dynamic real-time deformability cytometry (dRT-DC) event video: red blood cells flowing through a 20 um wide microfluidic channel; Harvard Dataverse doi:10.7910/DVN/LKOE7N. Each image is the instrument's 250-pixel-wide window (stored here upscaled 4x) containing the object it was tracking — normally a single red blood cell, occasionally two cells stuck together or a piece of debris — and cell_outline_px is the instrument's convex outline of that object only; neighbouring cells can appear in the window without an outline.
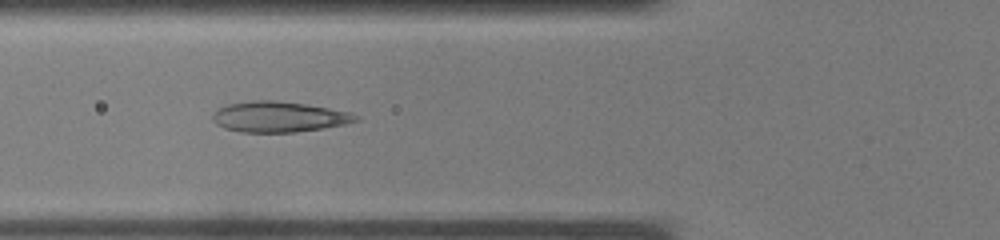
{"species": "common noctule bat (a hibernating species)", "species_latin": "Nyctalus noctula", "temperature_condition": "warm", "stored_images_in_passage": 36, "camera_frame_rate_fps": 3000, "um_per_image_px": 0.085, "animal": {"sex": "male", "body_mass_g": 19.0, "forearm_length_mm": 50.8}, "frame": {"image": 1, "passage_image": 13, "time_ms": 4.0, "image_size_px": [1000, 240], "cell_outline_px": [[360, 120], [344, 124], [324, 128], [296, 132], [240, 132], [224, 128], [216, 124], [212, 120], [212, 112], [216, 108], [224, 104], [252, 100], [276, 100], [304, 104], [352, 112], [360, 116]], "centroid_in_image_um": [23.66, 9.92], "position_along_channel_um": 102.1, "area_um2": 25.89}}
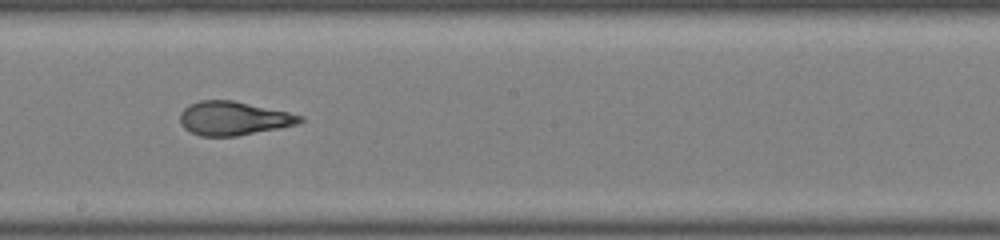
{"frame": {"image": 2, "passage_image": 20, "time_ms": 6.333, "image_size_px": [1000, 240], "cell_outline_px": [[304, 120], [296, 124], [236, 136], [200, 136], [184, 128], [180, 124], [180, 112], [188, 104], [200, 100], [232, 100], [288, 112], [304, 116]], "centroid_in_image_um": [19.8, 10.05], "position_along_channel_um": 228.4, "area_um2": 23.41}}
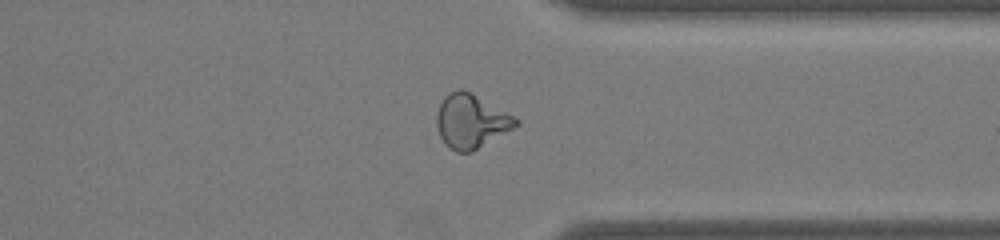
{"frame": {"image": 3, "passage_image": 28, "time_ms": 9.0, "image_size_px": [1000, 240], "cell_outline_px": [[520, 124], [472, 152], [456, 152], [448, 148], [444, 144], [436, 128], [436, 112], [444, 96], [448, 92], [456, 88], [460, 88], [516, 116], [520, 120]], "centroid_in_image_um": [40.01, 10.31], "position_along_channel_um": 371.4, "area_um2": 25.03}}